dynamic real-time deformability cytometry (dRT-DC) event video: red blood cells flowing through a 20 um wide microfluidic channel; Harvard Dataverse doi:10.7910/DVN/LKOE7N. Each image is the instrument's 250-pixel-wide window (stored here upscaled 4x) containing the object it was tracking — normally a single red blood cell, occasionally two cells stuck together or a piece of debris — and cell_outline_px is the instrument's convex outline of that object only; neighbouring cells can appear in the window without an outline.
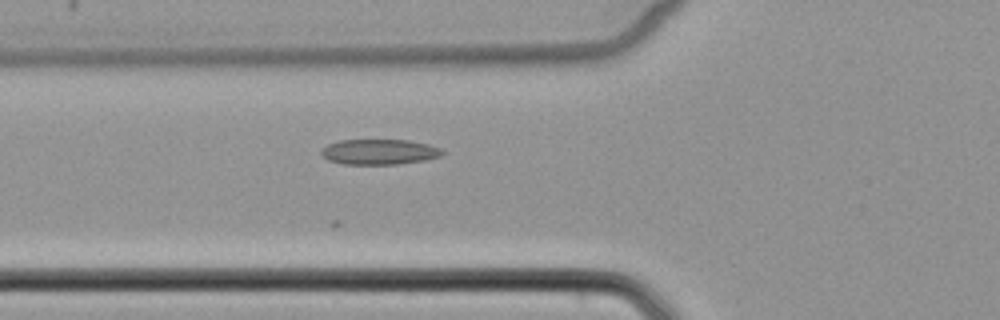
{"species": "common noctule bat (a hibernating species)", "species_latin": "Nyctalus noctula", "temperature_condition": "cold", "stored_images_in_passage": 37, "camera_frame_rate_fps": 3000, "um_per_image_px": 0.085, "animal": {"sex": "female", "body_mass_g": 22.7, "forearm_length_mm": 54.2}, "frame": {"image": 1, "passage_image": 20, "time_ms": 6.333, "image_size_px": [1000, 320], "cell_outline_px": [[444, 152], [440, 156], [428, 160], [396, 164], [344, 164], [328, 160], [320, 156], [320, 152], [328, 144], [340, 140], [408, 140], [428, 144], [440, 148]], "centroid_in_image_um": [32.23, 12.91], "position_along_channel_um": 93.6, "area_um2": 17.92}}